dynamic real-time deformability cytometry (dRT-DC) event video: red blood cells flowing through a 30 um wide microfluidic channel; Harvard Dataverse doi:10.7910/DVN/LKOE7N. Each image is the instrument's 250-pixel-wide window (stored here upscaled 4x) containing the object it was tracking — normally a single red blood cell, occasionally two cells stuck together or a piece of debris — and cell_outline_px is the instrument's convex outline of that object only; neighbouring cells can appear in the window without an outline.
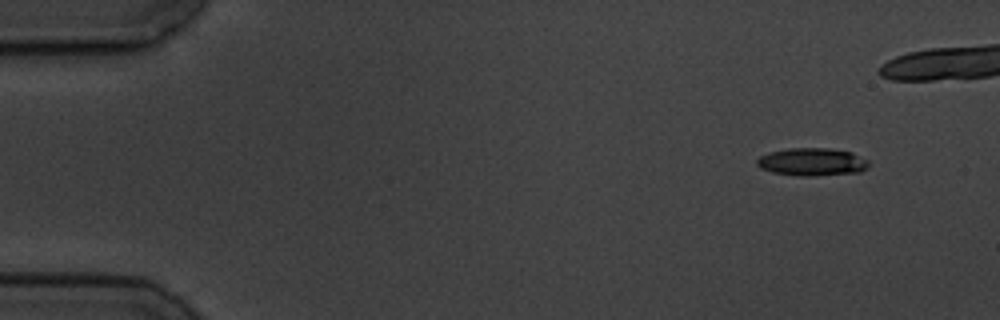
{"species": "common noctule bat (a hibernating species)", "species_latin": "Nyctalus noctula", "temperature_condition": "cold", "stored_images_in_passage": 6, "camera_frame_rate_fps": 3000, "um_per_image_px": 0.085, "animal": {"sex": "male", "body_mass_g": 19.5, "forearm_length_mm": 54.6}, "frame": {"image": 1, "passage_image": 1, "time_ms": 0.0, "image_size_px": [1000, 320], "cell_outline_px": [[868, 168], [860, 172], [808, 176], [800, 176], [772, 172], [760, 168], [756, 164], [756, 160], [760, 156], [768, 152], [788, 148], [828, 148], [852, 152], [868, 160]], "centroid_in_image_um": [69.01, 13.75], "position_along_channel_um": 16.0, "area_um2": 18.15}}
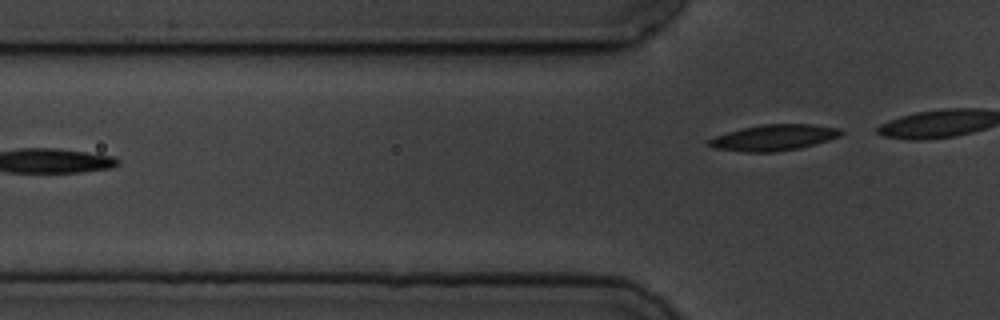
{"frame": {"image": 2, "passage_image": 6, "time_ms": 6.0, "image_size_px": [1000, 320], "cell_outline_px": [[844, 132], [840, 136], [828, 140], [800, 148], [776, 152], [744, 152], [712, 148], [708, 144], [708, 140], [716, 136], [728, 132], [760, 124], [812, 124], [840, 128]], "centroid_in_image_um": [65.79, 11.7], "position_along_channel_um": 60.0, "area_um2": 20.0}}